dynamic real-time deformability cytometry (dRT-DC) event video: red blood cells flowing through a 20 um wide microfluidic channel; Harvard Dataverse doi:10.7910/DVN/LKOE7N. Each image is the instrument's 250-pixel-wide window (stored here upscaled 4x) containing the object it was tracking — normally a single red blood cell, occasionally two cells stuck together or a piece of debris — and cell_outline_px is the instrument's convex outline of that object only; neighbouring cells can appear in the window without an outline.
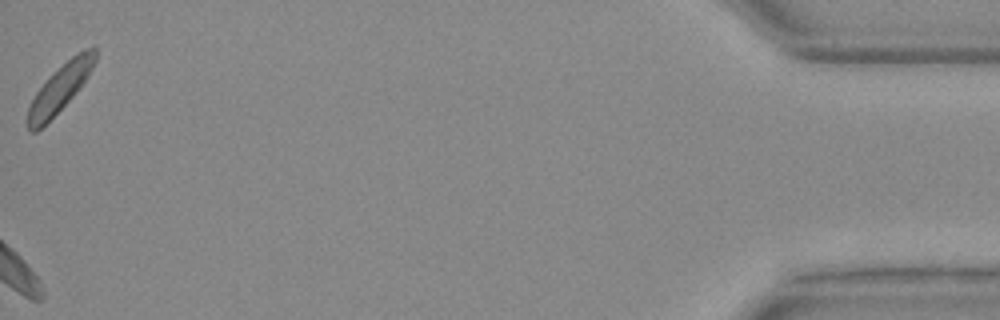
{"species": "Egyptian fruit bat (a non-hibernating species)", "species_latin": "Rousettus aegyptiacus", "temperature_condition": "warm", "stored_images_in_passage": 24, "camera_frame_rate_fps": 3000, "um_per_image_px": 0.085, "animal": {"sex": "female"}, "frame": {"image": 1, "passage_image": 24, "time_ms": 7.667, "image_size_px": [1000, 320], "cell_outline_px": [[96, 60], [88, 76], [76, 92], [36, 132], [28, 132], [28, 108], [36, 92], [48, 76], [52, 72], [76, 52], [92, 44], [96, 48]], "centroid_in_image_um": [5.13, 7.4], "position_along_channel_um": 430.1, "area_um2": 18.38}}